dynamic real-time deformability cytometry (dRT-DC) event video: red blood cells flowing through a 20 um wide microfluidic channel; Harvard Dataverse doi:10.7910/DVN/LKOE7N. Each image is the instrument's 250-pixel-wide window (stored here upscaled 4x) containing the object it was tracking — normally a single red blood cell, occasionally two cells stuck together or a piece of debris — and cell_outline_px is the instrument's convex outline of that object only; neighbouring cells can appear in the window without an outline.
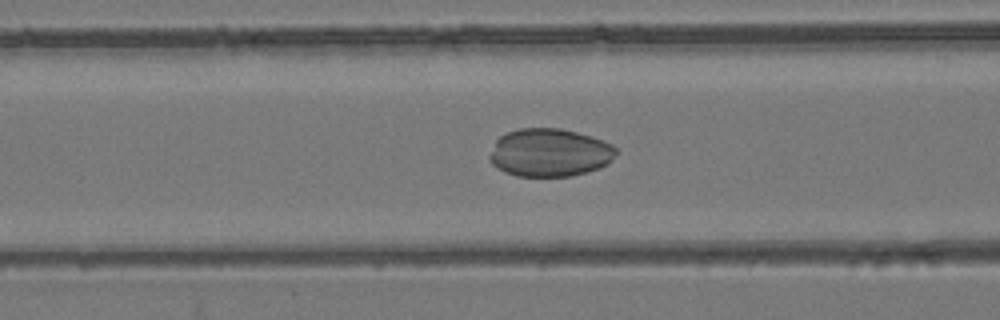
{"species": "common noctule bat (a hibernating species)", "species_latin": "Nyctalus noctula", "temperature_condition": "room temperature", "stored_images_in_passage": 38, "camera_frame_rate_fps": 3000, "um_per_image_px": 0.085, "animal": {"sex": "female", "body_mass_g": 24.6, "forearm_length_mm": 56.2}, "frame": {"image": 1, "passage_image": 12, "time_ms": 3.667, "image_size_px": [1000, 320], "cell_outline_px": [[616, 152], [612, 160], [608, 164], [600, 168], [588, 172], [572, 176], [516, 176], [504, 172], [496, 168], [488, 160], [488, 156], [496, 140], [500, 136], [508, 132], [520, 128], [560, 128], [576, 132], [612, 144], [616, 148]], "centroid_in_image_um": [46.69, 12.99], "position_along_channel_um": 119.9, "area_um2": 35.55}}
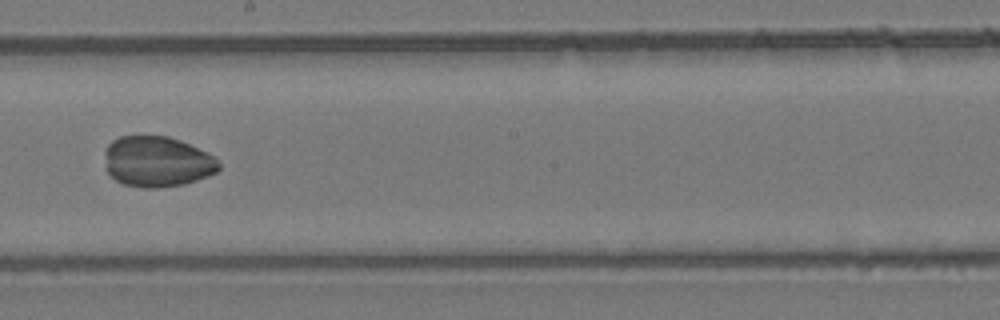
{"frame": {"image": 2, "passage_image": 21, "time_ms": 6.667, "image_size_px": [1000, 320], "cell_outline_px": [[220, 168], [216, 172], [208, 176], [184, 184], [160, 188], [144, 188], [124, 184], [116, 180], [108, 172], [104, 152], [108, 144], [112, 140], [120, 136], [168, 136], [180, 140], [212, 156], [220, 164]], "centroid_in_image_um": [13.33, 13.74], "position_along_channel_um": 234.9, "area_um2": 33.47}}
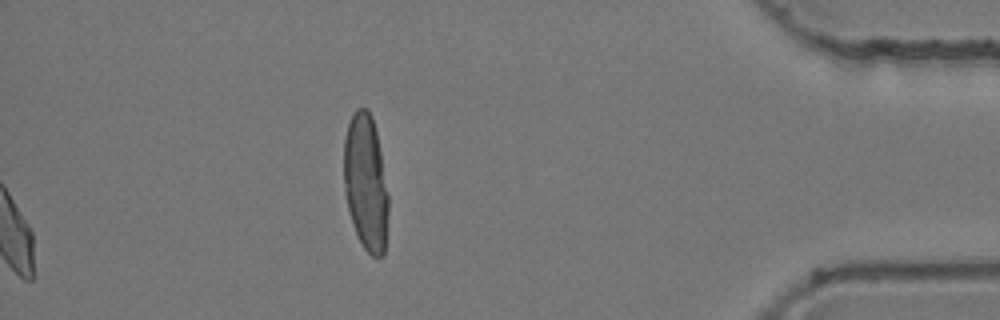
{"frame": {"image": 3, "passage_image": 38, "time_ms": 12.333, "image_size_px": [1000, 320], "cell_outline_px": [[388, 216], [384, 256], [376, 260], [364, 248], [352, 224], [344, 192], [344, 136], [348, 124], [356, 108], [368, 108], [372, 116], [376, 132], [380, 152], [388, 196]], "centroid_in_image_um": [31.09, 15.55], "position_along_channel_um": 404.1, "area_um2": 35.43}}